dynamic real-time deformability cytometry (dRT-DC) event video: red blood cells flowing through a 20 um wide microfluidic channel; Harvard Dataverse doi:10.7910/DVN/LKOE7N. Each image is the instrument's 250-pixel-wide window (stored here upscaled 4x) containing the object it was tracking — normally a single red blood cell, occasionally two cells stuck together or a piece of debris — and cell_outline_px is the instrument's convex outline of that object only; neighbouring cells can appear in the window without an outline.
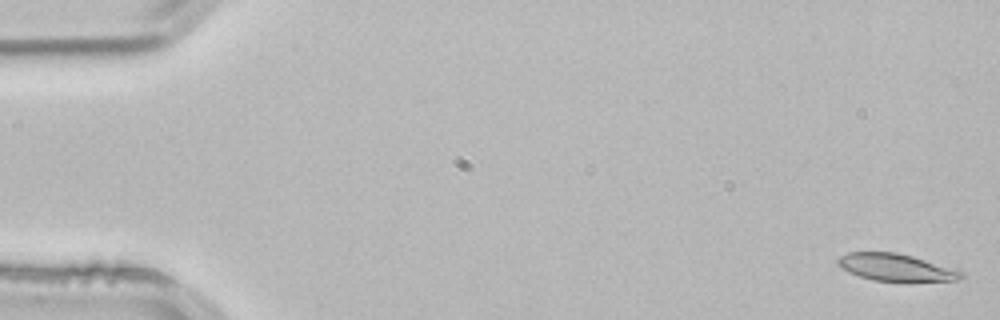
{"species": "common noctule bat (a hibernating species)", "species_latin": "Nyctalus noctula", "temperature_condition": "room temperature", "stored_images_in_passage": 3, "camera_frame_rate_fps": 3000, "um_per_image_px": 0.085, "animal": {"sex": "male", "body_mass_g": 21.5, "forearm_length_mm": 52.0}, "frame": {"image": 1, "passage_image": 1, "time_ms": 0.0, "image_size_px": [1000, 320], "cell_outline_px": [[964, 276], [960, 280], [908, 284], [872, 280], [848, 272], [840, 268], [836, 264], [836, 260], [840, 256], [848, 252], [896, 252], [912, 256], [956, 268], [964, 272]], "centroid_in_image_um": [76.22, 22.78], "position_along_channel_um": 8.8, "area_um2": 20.69}}
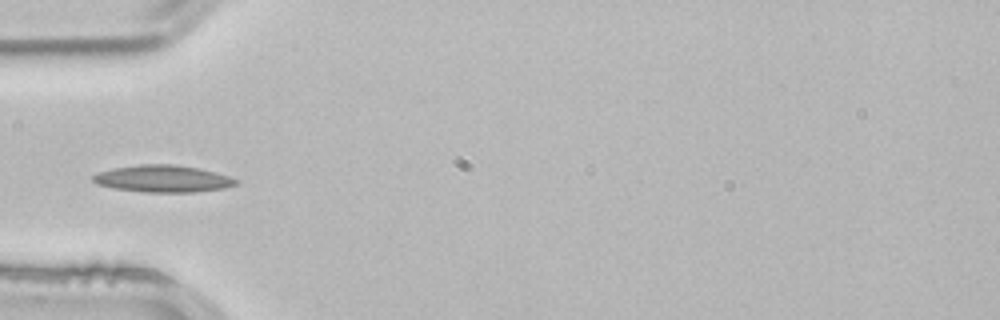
{"frame": {"image": 2, "passage_image": 3, "time_ms": 0.667, "image_size_px": [1000, 320], "cell_outline_px": [[240, 184], [224, 188], [192, 192], [144, 192], [112, 188], [96, 184], [92, 180], [92, 176], [96, 172], [112, 168], [140, 164], [176, 164], [216, 172], [240, 180]], "centroid_in_image_um": [13.83, 15.19], "position_along_channel_um": 71.2, "area_um2": 22.72}}